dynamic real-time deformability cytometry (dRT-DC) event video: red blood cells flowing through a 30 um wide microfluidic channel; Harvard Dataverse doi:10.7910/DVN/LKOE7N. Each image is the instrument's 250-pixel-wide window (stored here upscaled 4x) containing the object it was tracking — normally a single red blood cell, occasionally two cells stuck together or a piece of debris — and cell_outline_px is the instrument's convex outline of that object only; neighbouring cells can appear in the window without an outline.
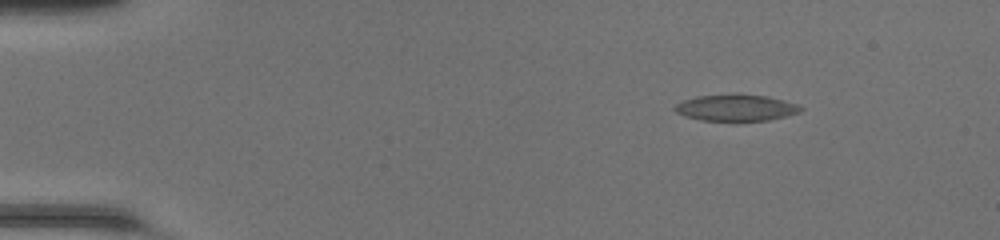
{"species": "common noctule bat (a hibernating species)", "species_latin": "Nyctalus noctula", "temperature_condition": "room temperature", "stored_images_in_passage": 43, "camera_frame_rate_fps": 3000, "um_per_image_px": 0.085, "animal": {"sex": "female", "body_mass_g": 20.0, "forearm_length_mm": 54.0}, "frame": {"image": 1, "passage_image": 1, "time_ms": 0.0, "image_size_px": [1000, 240], "cell_outline_px": [[804, 108], [800, 112], [788, 116], [768, 120], [736, 124], [700, 120], [684, 116], [676, 112], [672, 108], [676, 104], [684, 100], [696, 96], [736, 92], [740, 92], [768, 96], [784, 100], [796, 104]], "centroid_in_image_um": [62.55, 9.18], "position_along_channel_um": 22.4, "area_um2": 20.87}}
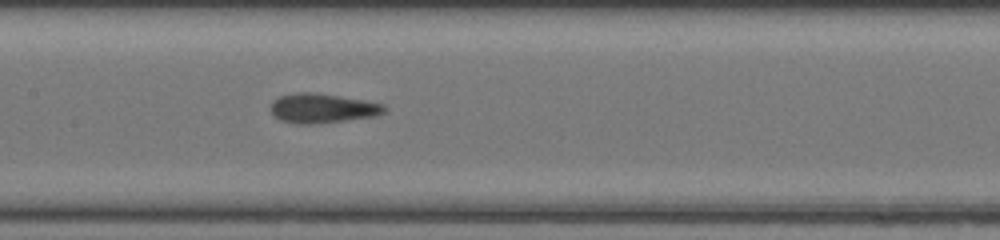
{"frame": {"image": 2, "passage_image": 19, "time_ms": 6.0, "image_size_px": [1000, 240], "cell_outline_px": [[388, 108], [384, 112], [376, 116], [348, 120], [312, 124], [296, 124], [280, 120], [272, 116], [272, 100], [280, 96], [296, 92], [316, 92], [364, 100], [384, 104]], "centroid_in_image_um": [27.41, 9.2], "position_along_channel_um": 180.0, "area_um2": 19.71}}
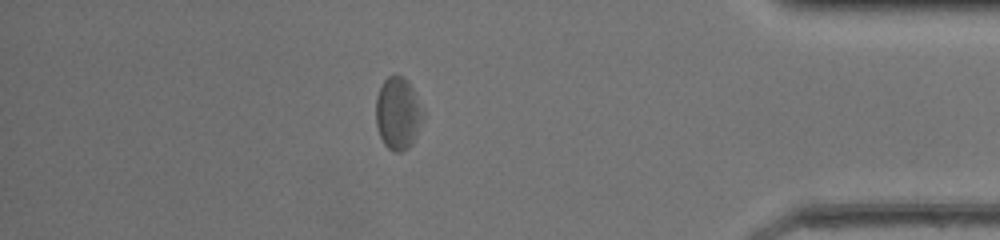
{"frame": {"image": 3, "passage_image": 37, "time_ms": 12.0, "image_size_px": [1000, 240], "cell_outline_px": [[424, 116], [416, 136], [412, 144], [408, 148], [400, 152], [396, 152], [388, 148], [384, 144], [380, 136], [376, 124], [376, 96], [384, 80], [388, 76], [404, 76], [408, 80], [424, 112]], "centroid_in_image_um": [33.82, 9.64], "position_along_channel_um": 401.4, "area_um2": 19.83}, "authors_computed_cell_mechanics": {"area_um2": 19.5364, "velocity_mm_per_s": 4.2628, "shape_relaxation_time_tau1_ms": 4.7752, "shape_relaxation_time_tau2_ms": 2.1661, "deformation_change_tau1": 0.1092, "deformation_change_tau2": 0.1116}}